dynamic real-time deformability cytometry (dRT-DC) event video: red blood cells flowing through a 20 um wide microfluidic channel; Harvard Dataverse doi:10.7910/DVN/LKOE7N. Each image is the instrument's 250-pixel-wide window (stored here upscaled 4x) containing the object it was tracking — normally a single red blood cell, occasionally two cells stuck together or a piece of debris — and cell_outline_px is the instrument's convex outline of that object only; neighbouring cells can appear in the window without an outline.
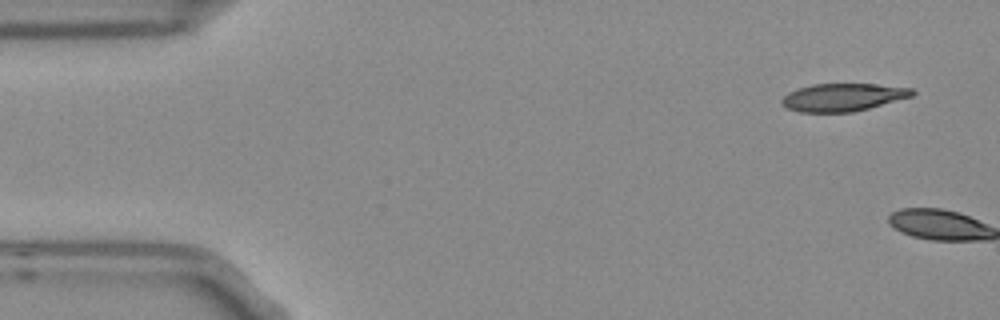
{"species": "Egyptian fruit bat (a non-hibernating species)", "species_latin": "Rousettus aegyptiacus", "temperature_condition": "room temperature", "stored_images_in_passage": 2, "camera_frame_rate_fps": 3000, "um_per_image_px": 0.085, "frame": {"image": 1, "passage_image": 1, "time_ms": 0.0, "image_size_px": [1000, 320], "cell_outline_px": [[916, 92], [912, 96], [868, 108], [852, 112], [800, 112], [788, 108], [780, 104], [780, 100], [788, 92], [796, 88], [812, 84], [876, 84], [912, 88]], "centroid_in_image_um": [71.61, 8.26], "position_along_channel_um": 13.4, "area_um2": 21.1}}